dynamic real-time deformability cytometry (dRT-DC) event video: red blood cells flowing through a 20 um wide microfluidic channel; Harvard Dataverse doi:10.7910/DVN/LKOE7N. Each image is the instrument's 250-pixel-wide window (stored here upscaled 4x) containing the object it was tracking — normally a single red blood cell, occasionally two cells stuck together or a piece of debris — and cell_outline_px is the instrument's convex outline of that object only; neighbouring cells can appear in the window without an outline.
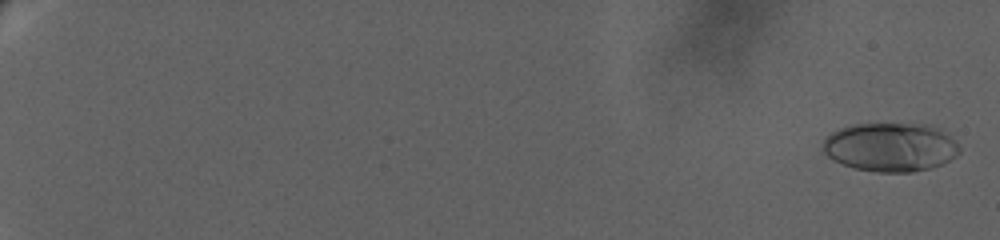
{"species": "human", "species_latin": "Homo sapiens", "temperature_condition": "warm", "stored_images_in_passage": 38, "camera_frame_rate_fps": 3000, "um_per_image_px": 0.085, "donor": {"sex": "female"}, "frame": {"image": 1, "passage_image": 2, "time_ms": 0.333, "image_size_px": [1000, 240], "cell_outline_px": [[960, 152], [956, 156], [932, 168], [912, 172], [876, 172], [852, 168], [832, 160], [824, 152], [824, 140], [832, 132], [840, 128], [852, 124], [928, 124], [940, 128], [960, 148]], "centroid_in_image_um": [75.68, 12.51], "position_along_channel_um": 9.3, "area_um2": 38.78}}
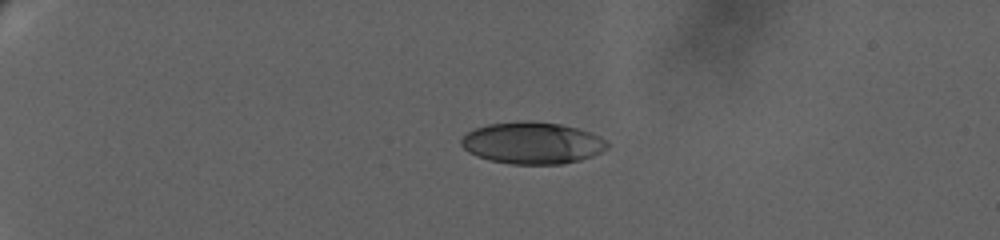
{"frame": {"image": 2, "passage_image": 28, "time_ms": 6.333, "image_size_px": [1000, 240], "cell_outline_px": [[608, 148], [592, 156], [580, 160], [560, 164], [508, 164], [488, 160], [476, 156], [468, 152], [460, 144], [460, 140], [468, 132], [476, 128], [488, 124], [520, 120], [528, 120], [560, 124], [592, 132], [600, 136], [608, 144]], "centroid_in_image_um": [45.23, 12.15], "position_along_channel_um": 39.8, "area_um2": 35.78}}